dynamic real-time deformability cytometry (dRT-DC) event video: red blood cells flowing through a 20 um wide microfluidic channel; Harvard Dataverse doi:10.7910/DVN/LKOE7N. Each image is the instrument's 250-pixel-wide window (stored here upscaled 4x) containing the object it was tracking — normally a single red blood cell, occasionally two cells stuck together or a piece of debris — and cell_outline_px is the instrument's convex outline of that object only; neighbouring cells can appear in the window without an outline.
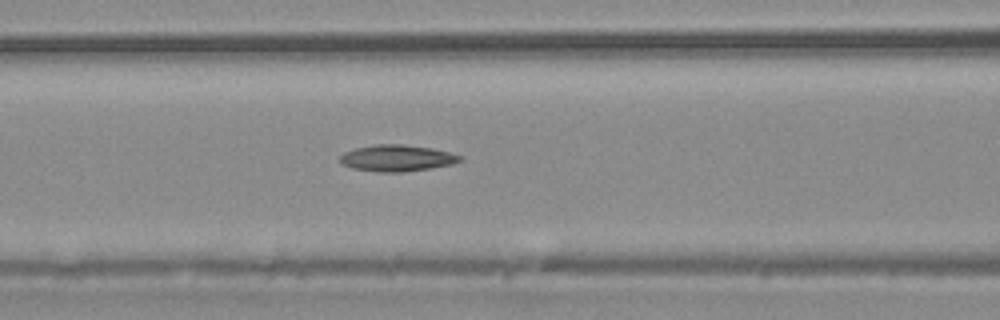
{"species": "common noctule bat (a hibernating species)", "species_latin": "Nyctalus noctula", "temperature_condition": "warm", "stored_images_in_passage": 6, "camera_frame_rate_fps": 3000, "um_per_image_px": 0.085, "animal": {"sex": "male", "body_mass_g": 20.4}, "frame": {"image": 1, "passage_image": 6, "time_ms": 6.0, "image_size_px": [1000, 320], "cell_outline_px": [[464, 160], [452, 164], [432, 168], [404, 172], [376, 172], [352, 168], [340, 164], [340, 156], [344, 152], [356, 148], [376, 144], [400, 144], [432, 148], [452, 152], [464, 156]], "centroid_in_image_um": [33.78, 13.44], "position_along_channel_um": 132.8, "area_um2": 18.79}}